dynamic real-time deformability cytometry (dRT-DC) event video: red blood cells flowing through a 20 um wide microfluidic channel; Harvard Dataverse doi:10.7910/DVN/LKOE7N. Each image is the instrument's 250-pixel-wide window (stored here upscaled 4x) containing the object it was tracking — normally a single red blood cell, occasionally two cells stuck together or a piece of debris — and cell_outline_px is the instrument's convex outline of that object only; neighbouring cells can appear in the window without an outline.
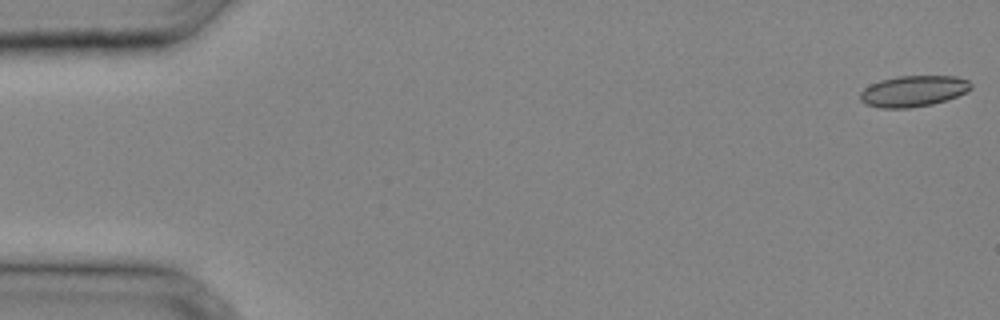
{"species": "common noctule bat (a hibernating species)", "species_latin": "Nyctalus noctula", "temperature_condition": "cold", "stored_images_in_passage": 33, "camera_frame_rate_fps": 3000, "um_per_image_px": 0.085, "animal": {"sex": "male", "body_mass_g": 20.4}, "frame": {"image": 1, "passage_image": 1, "time_ms": 0.0, "image_size_px": [1000, 320], "cell_outline_px": [[972, 88], [968, 92], [948, 100], [932, 104], [908, 108], [880, 108], [864, 104], [860, 100], [860, 92], [864, 88], [880, 80], [896, 76], [956, 76], [968, 80], [972, 84]], "centroid_in_image_um": [77.65, 7.75], "position_along_channel_um": 7.3, "area_um2": 20.29}}
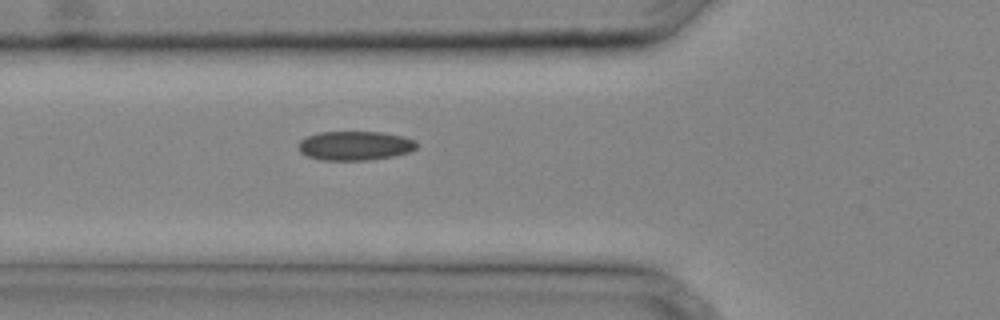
{"frame": {"image": 2, "passage_image": 13, "time_ms": 4.0, "image_size_px": [1000, 320], "cell_outline_px": [[416, 148], [412, 152], [396, 156], [368, 160], [320, 160], [308, 156], [300, 152], [296, 148], [300, 140], [308, 136], [320, 132], [380, 132], [404, 136], [416, 140]], "centroid_in_image_um": [30.19, 12.39], "position_along_channel_um": 95.6, "area_um2": 20.35}}
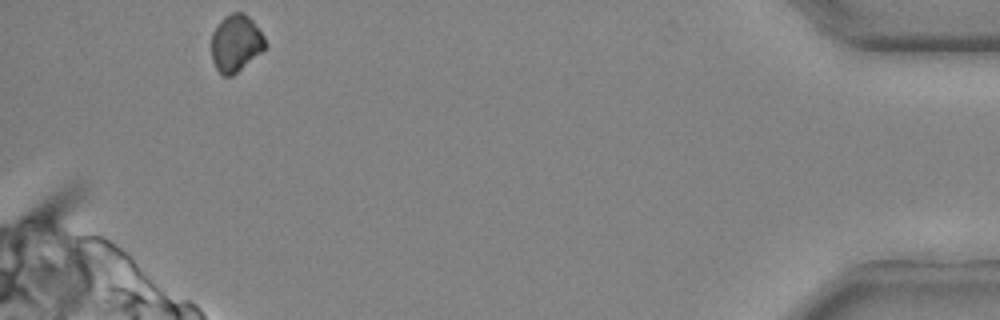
{"frame": {"image": 3, "passage_image": 33, "time_ms": 10.667, "image_size_px": [1000, 320], "cell_outline_px": [[268, 44], [260, 52], [232, 76], [224, 76], [216, 68], [212, 60], [212, 32], [220, 20], [224, 16], [232, 12], [244, 12], [252, 20], [264, 36]], "centroid_in_image_um": [20.04, 3.64], "position_along_channel_um": 415.2, "area_um2": 17.74}}